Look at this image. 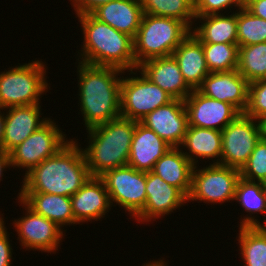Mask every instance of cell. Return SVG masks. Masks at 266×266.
<instances>
[{
    "instance_id": "ffe728a7",
    "label": "cell",
    "mask_w": 266,
    "mask_h": 266,
    "mask_svg": "<svg viewBox=\"0 0 266 266\" xmlns=\"http://www.w3.org/2000/svg\"><path fill=\"white\" fill-rule=\"evenodd\" d=\"M169 148H171V146L161 139L153 130L136 121L128 166L143 172L152 171L156 161L162 157Z\"/></svg>"
},
{
    "instance_id": "e575fe53",
    "label": "cell",
    "mask_w": 266,
    "mask_h": 266,
    "mask_svg": "<svg viewBox=\"0 0 266 266\" xmlns=\"http://www.w3.org/2000/svg\"><path fill=\"white\" fill-rule=\"evenodd\" d=\"M245 5L246 0H194V12L195 16L225 14L228 9L230 13L233 9L237 11L244 8Z\"/></svg>"
},
{
    "instance_id": "4316f807",
    "label": "cell",
    "mask_w": 266,
    "mask_h": 266,
    "mask_svg": "<svg viewBox=\"0 0 266 266\" xmlns=\"http://www.w3.org/2000/svg\"><path fill=\"white\" fill-rule=\"evenodd\" d=\"M238 202L246 216L241 215L239 227L266 226V218L261 223L256 214H266V184L239 178L233 202ZM255 214V215H254ZM243 216V217H242ZM256 216V217H255ZM256 218V219H255Z\"/></svg>"
},
{
    "instance_id": "9c48e42d",
    "label": "cell",
    "mask_w": 266,
    "mask_h": 266,
    "mask_svg": "<svg viewBox=\"0 0 266 266\" xmlns=\"http://www.w3.org/2000/svg\"><path fill=\"white\" fill-rule=\"evenodd\" d=\"M60 129L51 118L21 144L12 149L10 154L13 169L25 170L26 175L45 159L55 155L71 138Z\"/></svg>"
},
{
    "instance_id": "30bf717a",
    "label": "cell",
    "mask_w": 266,
    "mask_h": 266,
    "mask_svg": "<svg viewBox=\"0 0 266 266\" xmlns=\"http://www.w3.org/2000/svg\"><path fill=\"white\" fill-rule=\"evenodd\" d=\"M15 200H18L17 203L24 209L23 217L21 215L18 219L14 218L13 223L10 224L18 234L17 240L21 249L37 250L48 254L59 251L63 238L67 236L65 233L67 229L62 230L53 221L35 213L20 198Z\"/></svg>"
},
{
    "instance_id": "f1b7e54d",
    "label": "cell",
    "mask_w": 266,
    "mask_h": 266,
    "mask_svg": "<svg viewBox=\"0 0 266 266\" xmlns=\"http://www.w3.org/2000/svg\"><path fill=\"white\" fill-rule=\"evenodd\" d=\"M141 5L145 14L174 18L190 29L194 26V0H141Z\"/></svg>"
},
{
    "instance_id": "d6a6232c",
    "label": "cell",
    "mask_w": 266,
    "mask_h": 266,
    "mask_svg": "<svg viewBox=\"0 0 266 266\" xmlns=\"http://www.w3.org/2000/svg\"><path fill=\"white\" fill-rule=\"evenodd\" d=\"M242 178L266 184V140L260 139L248 162L240 170Z\"/></svg>"
},
{
    "instance_id": "44dd1931",
    "label": "cell",
    "mask_w": 266,
    "mask_h": 266,
    "mask_svg": "<svg viewBox=\"0 0 266 266\" xmlns=\"http://www.w3.org/2000/svg\"><path fill=\"white\" fill-rule=\"evenodd\" d=\"M91 14L134 39L144 12L141 0H113L98 6Z\"/></svg>"
},
{
    "instance_id": "9a60e30c",
    "label": "cell",
    "mask_w": 266,
    "mask_h": 266,
    "mask_svg": "<svg viewBox=\"0 0 266 266\" xmlns=\"http://www.w3.org/2000/svg\"><path fill=\"white\" fill-rule=\"evenodd\" d=\"M140 123L153 130L171 147H180L188 127L184 101L173 99L167 105L150 112Z\"/></svg>"
},
{
    "instance_id": "60d3db41",
    "label": "cell",
    "mask_w": 266,
    "mask_h": 266,
    "mask_svg": "<svg viewBox=\"0 0 266 266\" xmlns=\"http://www.w3.org/2000/svg\"><path fill=\"white\" fill-rule=\"evenodd\" d=\"M142 266H169L168 262L165 261V257L164 258H158V260H154L153 261H148L147 263H142Z\"/></svg>"
},
{
    "instance_id": "836d02e7",
    "label": "cell",
    "mask_w": 266,
    "mask_h": 266,
    "mask_svg": "<svg viewBox=\"0 0 266 266\" xmlns=\"http://www.w3.org/2000/svg\"><path fill=\"white\" fill-rule=\"evenodd\" d=\"M244 114L255 120L266 114V79L249 84L248 104Z\"/></svg>"
},
{
    "instance_id": "7c38bea8",
    "label": "cell",
    "mask_w": 266,
    "mask_h": 266,
    "mask_svg": "<svg viewBox=\"0 0 266 266\" xmlns=\"http://www.w3.org/2000/svg\"><path fill=\"white\" fill-rule=\"evenodd\" d=\"M221 134V165L241 170L261 139L258 120L240 113Z\"/></svg>"
},
{
    "instance_id": "b9f144b4",
    "label": "cell",
    "mask_w": 266,
    "mask_h": 266,
    "mask_svg": "<svg viewBox=\"0 0 266 266\" xmlns=\"http://www.w3.org/2000/svg\"><path fill=\"white\" fill-rule=\"evenodd\" d=\"M260 126L261 139L266 140V114L258 119Z\"/></svg>"
},
{
    "instance_id": "277c9868",
    "label": "cell",
    "mask_w": 266,
    "mask_h": 266,
    "mask_svg": "<svg viewBox=\"0 0 266 266\" xmlns=\"http://www.w3.org/2000/svg\"><path fill=\"white\" fill-rule=\"evenodd\" d=\"M135 126L136 121L120 116L86 130L88 145L82 151L91 176L128 165Z\"/></svg>"
},
{
    "instance_id": "484cf974",
    "label": "cell",
    "mask_w": 266,
    "mask_h": 266,
    "mask_svg": "<svg viewBox=\"0 0 266 266\" xmlns=\"http://www.w3.org/2000/svg\"><path fill=\"white\" fill-rule=\"evenodd\" d=\"M194 166L180 147H171L156 161L152 172L166 183L179 188L188 197Z\"/></svg>"
},
{
    "instance_id": "8d00e7d4",
    "label": "cell",
    "mask_w": 266,
    "mask_h": 266,
    "mask_svg": "<svg viewBox=\"0 0 266 266\" xmlns=\"http://www.w3.org/2000/svg\"><path fill=\"white\" fill-rule=\"evenodd\" d=\"M74 7L75 15L91 13L98 6L108 3L113 0H69Z\"/></svg>"
},
{
    "instance_id": "cb8c5ba5",
    "label": "cell",
    "mask_w": 266,
    "mask_h": 266,
    "mask_svg": "<svg viewBox=\"0 0 266 266\" xmlns=\"http://www.w3.org/2000/svg\"><path fill=\"white\" fill-rule=\"evenodd\" d=\"M172 56L177 61L184 80L192 89H197L210 73L202 43L192 32L177 46Z\"/></svg>"
},
{
    "instance_id": "7402d4cb",
    "label": "cell",
    "mask_w": 266,
    "mask_h": 266,
    "mask_svg": "<svg viewBox=\"0 0 266 266\" xmlns=\"http://www.w3.org/2000/svg\"><path fill=\"white\" fill-rule=\"evenodd\" d=\"M221 143L222 134L220 130L188 126L180 148L194 165H199L198 161H201V159V162L207 160L205 164L209 160L213 164H221Z\"/></svg>"
},
{
    "instance_id": "5b68a950",
    "label": "cell",
    "mask_w": 266,
    "mask_h": 266,
    "mask_svg": "<svg viewBox=\"0 0 266 266\" xmlns=\"http://www.w3.org/2000/svg\"><path fill=\"white\" fill-rule=\"evenodd\" d=\"M42 60L0 71V108L41 104L42 95L51 90L46 76L48 64Z\"/></svg>"
},
{
    "instance_id": "ba28073f",
    "label": "cell",
    "mask_w": 266,
    "mask_h": 266,
    "mask_svg": "<svg viewBox=\"0 0 266 266\" xmlns=\"http://www.w3.org/2000/svg\"><path fill=\"white\" fill-rule=\"evenodd\" d=\"M126 72L122 77L120 95V116L140 122L158 107L167 105L173 98L152 83L138 69ZM138 72V73H137ZM139 75V76H138Z\"/></svg>"
},
{
    "instance_id": "7a4b0ae2",
    "label": "cell",
    "mask_w": 266,
    "mask_h": 266,
    "mask_svg": "<svg viewBox=\"0 0 266 266\" xmlns=\"http://www.w3.org/2000/svg\"><path fill=\"white\" fill-rule=\"evenodd\" d=\"M80 145L74 137L23 176L17 198L20 192L74 195L91 177Z\"/></svg>"
},
{
    "instance_id": "4dcf8cb0",
    "label": "cell",
    "mask_w": 266,
    "mask_h": 266,
    "mask_svg": "<svg viewBox=\"0 0 266 266\" xmlns=\"http://www.w3.org/2000/svg\"><path fill=\"white\" fill-rule=\"evenodd\" d=\"M202 47L210 72L237 70L238 44L202 43Z\"/></svg>"
},
{
    "instance_id": "d6986e66",
    "label": "cell",
    "mask_w": 266,
    "mask_h": 266,
    "mask_svg": "<svg viewBox=\"0 0 266 266\" xmlns=\"http://www.w3.org/2000/svg\"><path fill=\"white\" fill-rule=\"evenodd\" d=\"M137 69L173 99L184 101L193 90L184 80L172 55L148 59L138 65Z\"/></svg>"
},
{
    "instance_id": "d590c367",
    "label": "cell",
    "mask_w": 266,
    "mask_h": 266,
    "mask_svg": "<svg viewBox=\"0 0 266 266\" xmlns=\"http://www.w3.org/2000/svg\"><path fill=\"white\" fill-rule=\"evenodd\" d=\"M3 217L4 215L0 211V266H12L15 258L13 257L12 243H10V234Z\"/></svg>"
},
{
    "instance_id": "74e56055",
    "label": "cell",
    "mask_w": 266,
    "mask_h": 266,
    "mask_svg": "<svg viewBox=\"0 0 266 266\" xmlns=\"http://www.w3.org/2000/svg\"><path fill=\"white\" fill-rule=\"evenodd\" d=\"M245 8L253 15L266 20V0H246Z\"/></svg>"
},
{
    "instance_id": "3957f363",
    "label": "cell",
    "mask_w": 266,
    "mask_h": 266,
    "mask_svg": "<svg viewBox=\"0 0 266 266\" xmlns=\"http://www.w3.org/2000/svg\"><path fill=\"white\" fill-rule=\"evenodd\" d=\"M77 17L84 39L81 49L76 51V60L90 65L117 67L123 71L138 68L131 36L98 20L91 13Z\"/></svg>"
},
{
    "instance_id": "f546056e",
    "label": "cell",
    "mask_w": 266,
    "mask_h": 266,
    "mask_svg": "<svg viewBox=\"0 0 266 266\" xmlns=\"http://www.w3.org/2000/svg\"><path fill=\"white\" fill-rule=\"evenodd\" d=\"M237 71L249 84L266 79V42L239 46Z\"/></svg>"
},
{
    "instance_id": "e0dca14e",
    "label": "cell",
    "mask_w": 266,
    "mask_h": 266,
    "mask_svg": "<svg viewBox=\"0 0 266 266\" xmlns=\"http://www.w3.org/2000/svg\"><path fill=\"white\" fill-rule=\"evenodd\" d=\"M70 198L74 218L78 225L100 221L112 209L109 193L100 177L91 176Z\"/></svg>"
},
{
    "instance_id": "52a82bcc",
    "label": "cell",
    "mask_w": 266,
    "mask_h": 266,
    "mask_svg": "<svg viewBox=\"0 0 266 266\" xmlns=\"http://www.w3.org/2000/svg\"><path fill=\"white\" fill-rule=\"evenodd\" d=\"M198 166L195 165L193 169L188 203L194 201L208 205L232 203L237 182L241 177L240 170L212 162L206 167Z\"/></svg>"
},
{
    "instance_id": "ac0fdd59",
    "label": "cell",
    "mask_w": 266,
    "mask_h": 266,
    "mask_svg": "<svg viewBox=\"0 0 266 266\" xmlns=\"http://www.w3.org/2000/svg\"><path fill=\"white\" fill-rule=\"evenodd\" d=\"M41 107L40 104H34L4 109L3 150L5 152L9 153L50 119L44 118Z\"/></svg>"
},
{
    "instance_id": "d4e9b609",
    "label": "cell",
    "mask_w": 266,
    "mask_h": 266,
    "mask_svg": "<svg viewBox=\"0 0 266 266\" xmlns=\"http://www.w3.org/2000/svg\"><path fill=\"white\" fill-rule=\"evenodd\" d=\"M195 22L191 32L201 43L238 44L236 10L226 14L196 16Z\"/></svg>"
},
{
    "instance_id": "ab89813d",
    "label": "cell",
    "mask_w": 266,
    "mask_h": 266,
    "mask_svg": "<svg viewBox=\"0 0 266 266\" xmlns=\"http://www.w3.org/2000/svg\"><path fill=\"white\" fill-rule=\"evenodd\" d=\"M4 109L0 108V151H3V133L5 126Z\"/></svg>"
},
{
    "instance_id": "8fae6325",
    "label": "cell",
    "mask_w": 266,
    "mask_h": 266,
    "mask_svg": "<svg viewBox=\"0 0 266 266\" xmlns=\"http://www.w3.org/2000/svg\"><path fill=\"white\" fill-rule=\"evenodd\" d=\"M100 178L104 181L113 207L118 205L125 213L128 212L131 219L144 208L146 172L126 165L108 170Z\"/></svg>"
},
{
    "instance_id": "2e32d148",
    "label": "cell",
    "mask_w": 266,
    "mask_h": 266,
    "mask_svg": "<svg viewBox=\"0 0 266 266\" xmlns=\"http://www.w3.org/2000/svg\"><path fill=\"white\" fill-rule=\"evenodd\" d=\"M197 90L203 95L226 102L244 113L248 104V81L237 71L210 72Z\"/></svg>"
},
{
    "instance_id": "f35d334b",
    "label": "cell",
    "mask_w": 266,
    "mask_h": 266,
    "mask_svg": "<svg viewBox=\"0 0 266 266\" xmlns=\"http://www.w3.org/2000/svg\"><path fill=\"white\" fill-rule=\"evenodd\" d=\"M11 166V160H10V154L8 152L0 151V181H3L4 172L10 170Z\"/></svg>"
},
{
    "instance_id": "1f68e13d",
    "label": "cell",
    "mask_w": 266,
    "mask_h": 266,
    "mask_svg": "<svg viewBox=\"0 0 266 266\" xmlns=\"http://www.w3.org/2000/svg\"><path fill=\"white\" fill-rule=\"evenodd\" d=\"M238 47L266 42V20L245 7L237 10Z\"/></svg>"
},
{
    "instance_id": "4fadbf2b",
    "label": "cell",
    "mask_w": 266,
    "mask_h": 266,
    "mask_svg": "<svg viewBox=\"0 0 266 266\" xmlns=\"http://www.w3.org/2000/svg\"><path fill=\"white\" fill-rule=\"evenodd\" d=\"M145 190L144 208L133 218L138 224H153L156 219L171 215L188 203V197L179 188L166 183L152 171L146 172Z\"/></svg>"
},
{
    "instance_id": "83f0119b",
    "label": "cell",
    "mask_w": 266,
    "mask_h": 266,
    "mask_svg": "<svg viewBox=\"0 0 266 266\" xmlns=\"http://www.w3.org/2000/svg\"><path fill=\"white\" fill-rule=\"evenodd\" d=\"M239 257L244 266H266V226L239 227Z\"/></svg>"
},
{
    "instance_id": "5bb4252c",
    "label": "cell",
    "mask_w": 266,
    "mask_h": 266,
    "mask_svg": "<svg viewBox=\"0 0 266 266\" xmlns=\"http://www.w3.org/2000/svg\"><path fill=\"white\" fill-rule=\"evenodd\" d=\"M188 126L222 131L240 112L231 104L209 98L193 89L184 100Z\"/></svg>"
},
{
    "instance_id": "8992f818",
    "label": "cell",
    "mask_w": 266,
    "mask_h": 266,
    "mask_svg": "<svg viewBox=\"0 0 266 266\" xmlns=\"http://www.w3.org/2000/svg\"><path fill=\"white\" fill-rule=\"evenodd\" d=\"M190 32L191 29L183 21L144 13L133 39L136 64L171 56Z\"/></svg>"
},
{
    "instance_id": "603a6c76",
    "label": "cell",
    "mask_w": 266,
    "mask_h": 266,
    "mask_svg": "<svg viewBox=\"0 0 266 266\" xmlns=\"http://www.w3.org/2000/svg\"><path fill=\"white\" fill-rule=\"evenodd\" d=\"M19 198L35 213L53 221L62 230L64 226L78 224L74 218L70 197L39 192H20Z\"/></svg>"
},
{
    "instance_id": "6da1fadb",
    "label": "cell",
    "mask_w": 266,
    "mask_h": 266,
    "mask_svg": "<svg viewBox=\"0 0 266 266\" xmlns=\"http://www.w3.org/2000/svg\"><path fill=\"white\" fill-rule=\"evenodd\" d=\"M77 62L78 114L81 113L86 130L120 117L121 75L126 72Z\"/></svg>"
}]
</instances>
